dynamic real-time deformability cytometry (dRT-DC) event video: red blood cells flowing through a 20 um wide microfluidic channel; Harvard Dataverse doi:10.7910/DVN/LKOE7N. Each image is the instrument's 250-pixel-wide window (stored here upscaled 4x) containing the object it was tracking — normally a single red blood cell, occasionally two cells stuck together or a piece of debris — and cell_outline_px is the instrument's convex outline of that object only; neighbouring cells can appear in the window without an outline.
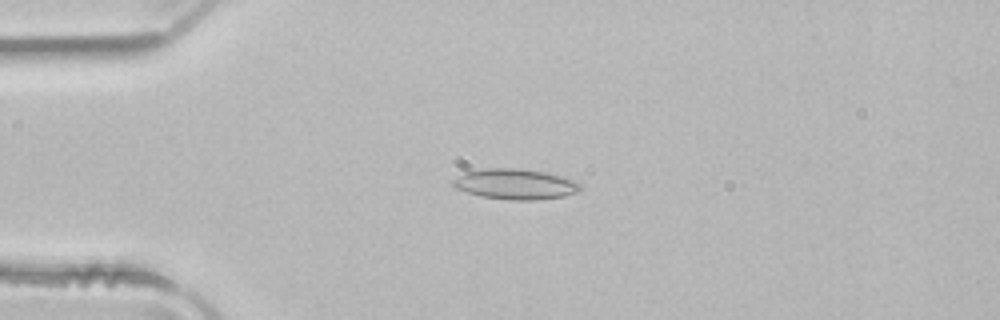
{"species": "common noctule bat (a hibernating species)", "species_latin": "Nyctalus noctula", "temperature_condition": "room temperature", "stored_images_in_passage": 49, "camera_frame_rate_fps": 3000, "um_per_image_px": 0.085, "animal": {"sex": "male", "body_mass_g": 21.5, "forearm_length_mm": 52.0}, "frame": {"image": 1, "passage_image": 11, "time_ms": 3.333, "image_size_px": [1000, 320], "cell_outline_px": [[580, 188], [576, 192], [564, 196], [536, 200], [512, 200], [480, 196], [456, 188], [452, 184], [452, 180], [464, 172], [484, 168], [516, 168], [544, 172], [576, 180], [580, 184]], "centroid_in_image_um": [43.78, 15.64], "position_along_channel_um": 41.2, "area_um2": 22.48}}
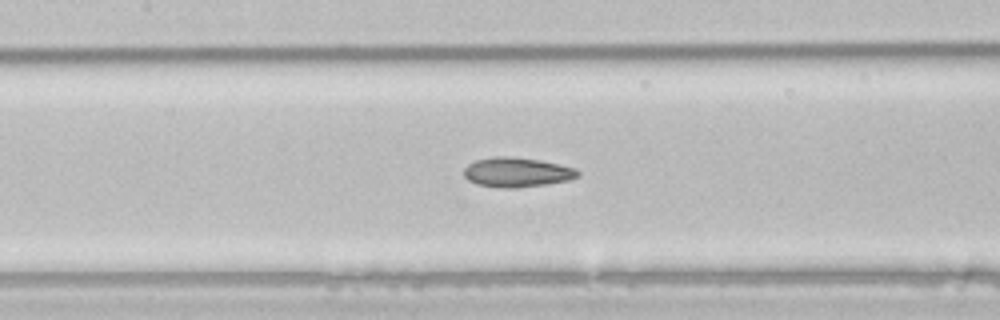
{"frame": {"image": 2, "passage_image": 22, "time_ms": 7.0, "image_size_px": [1000, 320], "cell_outline_px": [[580, 176], [568, 180], [544, 184], [516, 188], [496, 188], [476, 184], [468, 180], [464, 176], [464, 168], [468, 164], [476, 160], [492, 156], [508, 156], [540, 160], [560, 164], [576, 168], [580, 172]], "centroid_in_image_um": [43.92, 14.64], "position_along_channel_um": 163.5, "area_um2": 19.83}}
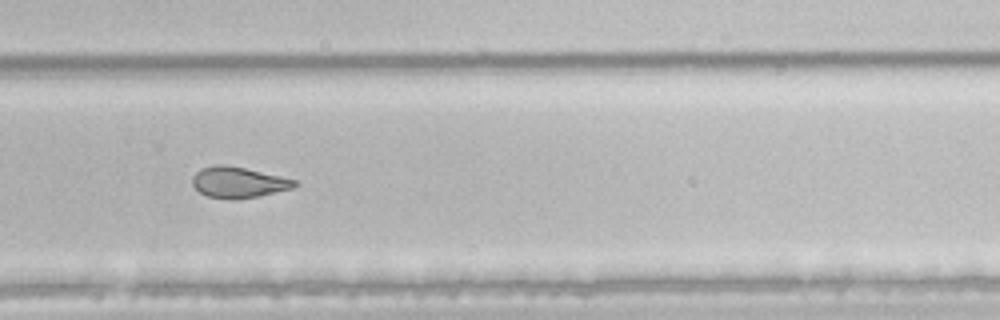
{"frame": {"image": 3, "passage_image": 33, "time_ms": 10.667, "image_size_px": [1000, 320], "cell_outline_px": [[296, 184], [292, 188], [256, 196], [236, 200], [232, 200], [208, 196], [200, 192], [192, 184], [192, 176], [200, 168], [216, 164], [224, 164], [244, 168], [280, 176], [296, 180]], "centroid_in_image_um": [20.2, 15.49], "position_along_channel_um": 309.6, "area_um2": 18.21}, "authors_computed_cell_mechanics": {"area_um2": 20.9236, "velocity_mm_per_s": 3.9974, "shape_relaxation_time_tau1_ms": null, "shape_relaxation_time_tau2_ms": 2.3895, "deformation_change_tau1": null, "deformation_change_tau2": 0.0905}}